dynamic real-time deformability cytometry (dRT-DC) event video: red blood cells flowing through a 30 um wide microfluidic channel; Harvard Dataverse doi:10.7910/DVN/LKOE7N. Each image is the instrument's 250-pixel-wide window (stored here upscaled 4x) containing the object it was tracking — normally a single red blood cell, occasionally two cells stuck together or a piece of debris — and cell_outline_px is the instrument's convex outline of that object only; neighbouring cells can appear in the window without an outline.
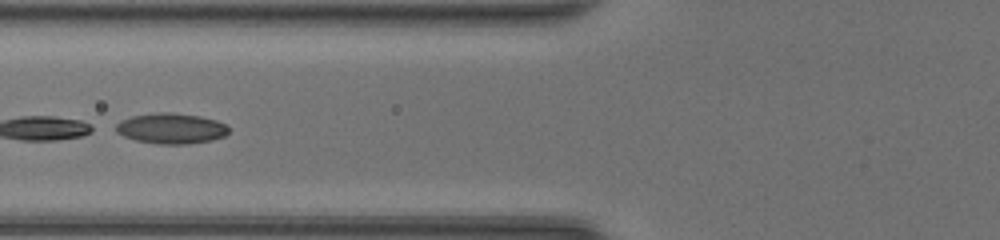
{"species": "common noctule bat (a hibernating species)", "species_latin": "Nyctalus noctula", "temperature_condition": "room temperature", "stored_images_in_passage": 47, "camera_frame_rate_fps": 3000, "um_per_image_px": 0.085, "animal": {"sex": "female", "body_mass_g": 20.0, "forearm_length_mm": 54.0}, "frame": {"image": 1, "passage_image": 21, "time_ms": 6.667, "image_size_px": [1000, 240], "cell_outline_px": [[228, 132], [224, 136], [212, 140], [188, 144], [160, 144], [136, 140], [124, 136], [116, 132], [116, 124], [120, 120], [132, 116], [156, 112], [172, 112], [200, 116], [216, 120], [228, 124]], "centroid_in_image_um": [14.56, 10.91], "position_along_channel_um": 111.2, "area_um2": 20.17}}